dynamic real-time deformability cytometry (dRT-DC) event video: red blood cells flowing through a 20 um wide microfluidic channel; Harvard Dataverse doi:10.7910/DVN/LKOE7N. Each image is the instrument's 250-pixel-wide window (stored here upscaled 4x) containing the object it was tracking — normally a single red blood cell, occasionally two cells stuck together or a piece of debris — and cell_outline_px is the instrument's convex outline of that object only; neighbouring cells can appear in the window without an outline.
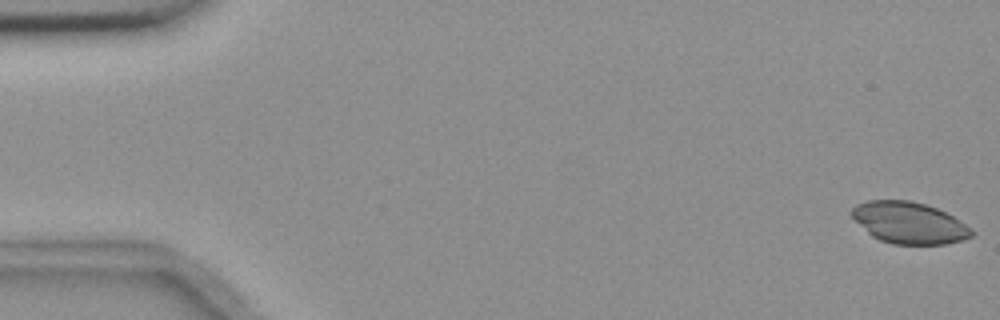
{"species": "common noctule bat (a hibernating species)", "species_latin": "Nyctalus noctula", "temperature_condition": "room temperature", "stored_images_in_passage": 5, "camera_frame_rate_fps": 3000, "um_per_image_px": 0.085, "animal": {"sex": "female", "body_mass_g": 18.4}, "frame": {"image": 1, "passage_image": 1, "time_ms": 0.0, "image_size_px": [1000, 320], "cell_outline_px": [[976, 232], [972, 236], [960, 240], [944, 244], [892, 244], [880, 240], [872, 236], [848, 212], [856, 204], [868, 200], [912, 200], [936, 208], [952, 216]], "centroid_in_image_um": [77.25, 18.93], "position_along_channel_um": 7.8, "area_um2": 28.78}}